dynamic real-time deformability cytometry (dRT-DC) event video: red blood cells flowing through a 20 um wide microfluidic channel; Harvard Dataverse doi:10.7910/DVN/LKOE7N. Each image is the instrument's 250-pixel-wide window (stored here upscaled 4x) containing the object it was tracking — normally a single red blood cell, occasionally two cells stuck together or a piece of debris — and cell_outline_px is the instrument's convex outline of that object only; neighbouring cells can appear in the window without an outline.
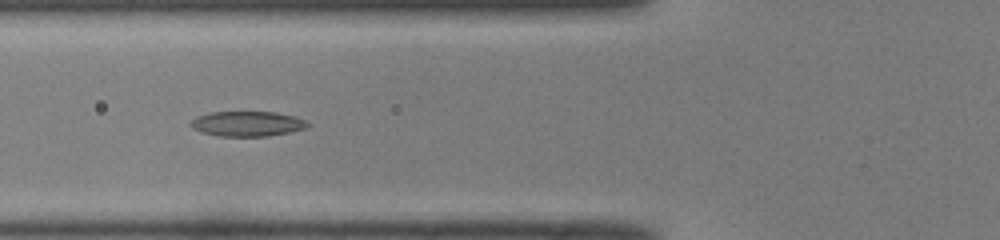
{"species": "common noctule bat (a hibernating species)", "species_latin": "Nyctalus noctula", "temperature_condition": "room temperature", "stored_images_in_passage": 33, "camera_frame_rate_fps": 3000, "um_per_image_px": 0.085, "animal": {"sex": "male", "body_mass_g": 19.0, "forearm_length_mm": 50.8}, "frame": {"image": 1, "passage_image": 8, "time_ms": 2.333, "image_size_px": [1000, 240], "cell_outline_px": [[312, 124], [308, 128], [268, 136], [220, 136], [200, 132], [192, 128], [192, 120], [196, 116], [212, 112], [276, 112], [296, 116]], "centroid_in_image_um": [21.06, 10.52], "position_along_channel_um": 104.7, "area_um2": 17.11}}
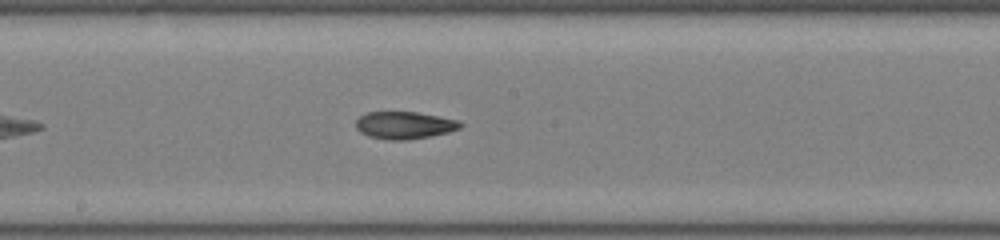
{"frame": {"image": 2, "passage_image": 16, "time_ms": 5.0, "image_size_px": [1000, 240], "cell_outline_px": [[464, 124], [460, 128], [448, 132], [432, 136], [408, 140], [388, 140], [368, 136], [360, 132], [356, 128], [356, 120], [360, 116], [368, 112], [416, 112], [460, 120]], "centroid_in_image_um": [34.39, 10.65], "position_along_channel_um": 213.8, "area_um2": 16.76}}
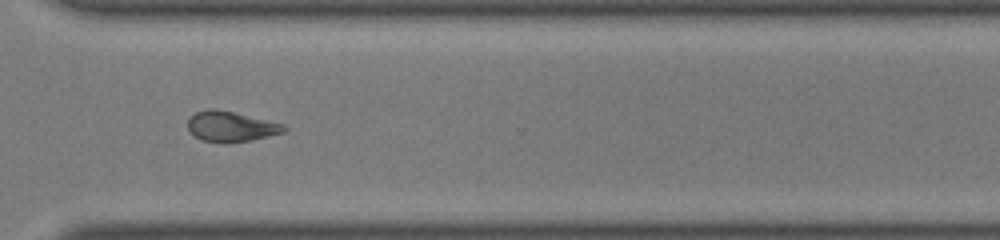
{"frame": {"image": 3, "passage_image": 26, "time_ms": 8.333, "image_size_px": [1000, 240], "cell_outline_px": [[288, 128], [284, 132], [252, 140], [200, 140], [188, 132], [188, 116], [196, 112], [208, 108], [216, 108], [284, 124]], "centroid_in_image_um": [19.59, 10.71], "position_along_channel_um": 351.0, "area_um2": 16.59}, "authors_computed_cell_mechanics": {"area_um2": 16.7042, "velocity_mm_per_s": 4.1032, "shape_relaxation_time_tau1_ms": null, "shape_relaxation_time_tau2_ms": 8.6234, "deformation_change_tau1": null, "deformation_change_tau2": 0.1872}}